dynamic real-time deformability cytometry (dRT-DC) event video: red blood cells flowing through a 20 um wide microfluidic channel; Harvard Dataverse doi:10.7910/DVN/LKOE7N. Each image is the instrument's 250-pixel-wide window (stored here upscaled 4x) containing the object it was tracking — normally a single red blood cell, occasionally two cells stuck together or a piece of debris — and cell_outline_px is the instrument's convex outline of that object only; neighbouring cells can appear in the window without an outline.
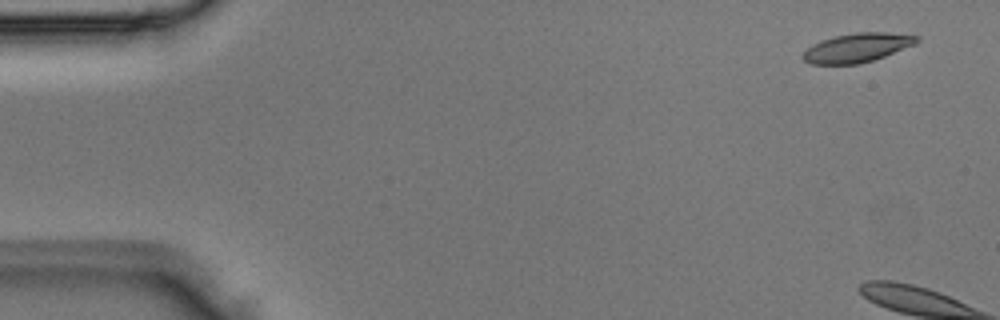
{"species": "Egyptian fruit bat (a non-hibernating species)", "species_latin": "Rousettus aegyptiacus", "temperature_condition": "room temperature", "stored_images_in_passage": 5, "camera_frame_rate_fps": 3000, "um_per_image_px": 0.085, "animal": {"sex": "male"}, "frame": {"image": 1, "passage_image": 1, "time_ms": 0.0, "image_size_px": [1000, 320], "cell_outline_px": [[920, 40], [916, 44], [884, 56], [872, 60], [856, 64], [808, 64], [800, 56], [812, 44], [820, 40], [836, 36], [856, 32], [888, 32], [920, 36]], "centroid_in_image_um": [72.85, 4.05], "position_along_channel_um": 12.1, "area_um2": 19.31}}
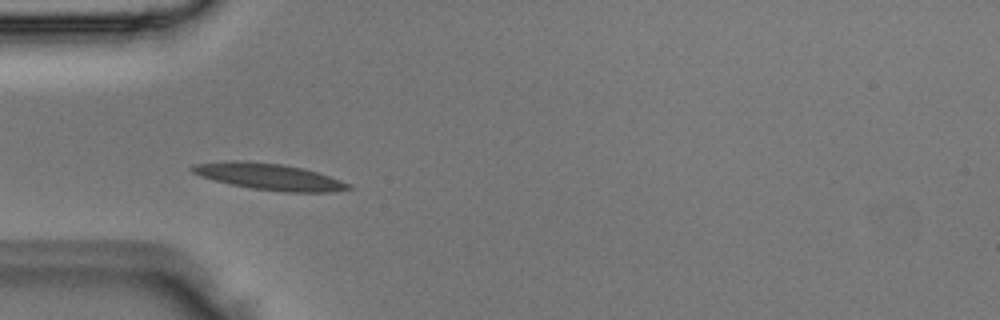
{"frame": {"image": 2, "passage_image": 5, "time_ms": 1.333, "image_size_px": [1000, 320], "cell_outline_px": [[352, 188], [332, 192], [284, 192], [252, 188], [232, 184], [200, 176], [192, 172], [188, 168], [192, 164], [232, 160], [240, 160], [284, 164], [304, 168], [352, 184]], "centroid_in_image_um": [22.86, 15.0], "position_along_channel_um": 62.1, "area_um2": 24.04}}